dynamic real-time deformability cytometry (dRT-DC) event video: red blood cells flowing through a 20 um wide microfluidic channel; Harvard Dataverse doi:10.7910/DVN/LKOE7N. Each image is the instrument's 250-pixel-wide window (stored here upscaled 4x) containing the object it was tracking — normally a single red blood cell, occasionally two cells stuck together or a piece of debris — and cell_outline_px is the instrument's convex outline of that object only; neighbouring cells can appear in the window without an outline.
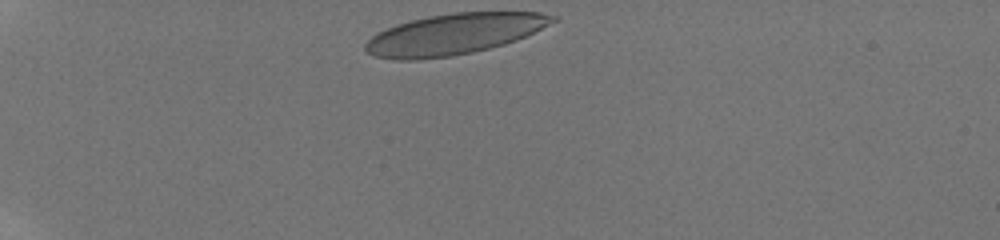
{"species": "human", "species_latin": "Homo sapiens", "temperature_condition": "room temperature", "stored_images_in_passage": 34, "camera_frame_rate_fps": 3000, "um_per_image_px": 0.085, "donor": {"sex": "male"}, "frame": {"image": 1, "passage_image": 1, "time_ms": 0.0, "image_size_px": [1000, 240], "cell_outline_px": [[560, 20], [516, 40], [504, 44], [472, 52], [452, 56], [416, 60], [396, 60], [376, 56], [368, 52], [364, 48], [364, 44], [372, 36], [396, 24], [428, 16], [452, 12], [540, 12], [560, 16]], "centroid_in_image_um": [38.64, 2.89], "position_along_channel_um": 46.4, "area_um2": 44.56}}
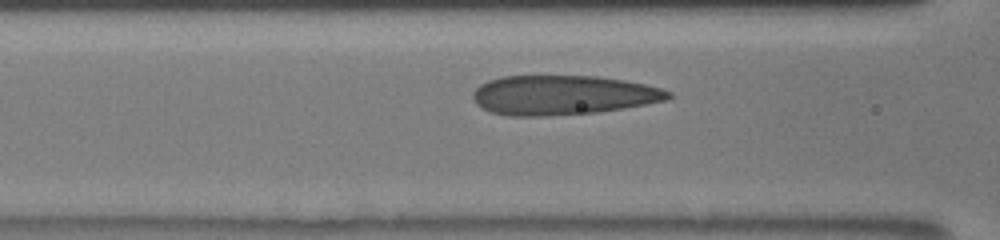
{"frame": {"image": 2, "passage_image": 11, "time_ms": 3.333, "image_size_px": [1000, 240], "cell_outline_px": [[672, 96], [668, 100], [624, 108], [596, 112], [544, 116], [508, 116], [492, 112], [476, 104], [472, 96], [472, 92], [480, 84], [488, 80], [504, 76], [596, 76], [624, 80], [644, 84], [660, 88], [672, 92]], "centroid_in_image_um": [47.84, 8.08], "position_along_channel_um": 118.8, "area_um2": 44.97}}
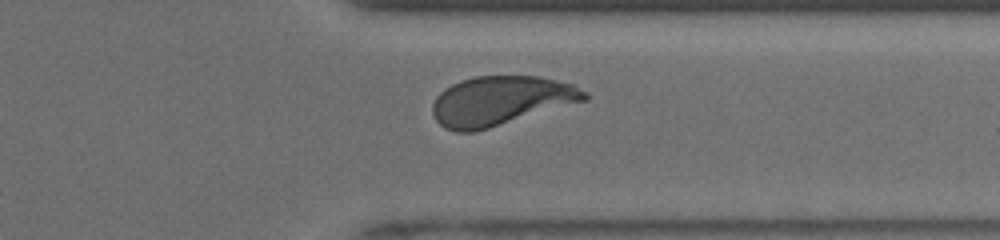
{"frame": {"image": 3, "passage_image": 30, "time_ms": 9.667, "image_size_px": [1000, 240], "cell_outline_px": [[588, 100], [488, 128], [472, 132], [456, 132], [444, 128], [436, 120], [432, 112], [432, 104], [436, 96], [444, 88], [460, 80], [476, 76], [536, 76], [576, 84], [588, 92]], "centroid_in_image_um": [42.57, 8.56], "position_along_channel_um": 368.8, "area_um2": 43.81}, "authors_computed_cell_mechanics": {"area_um2": 44.5638, "velocity_mm_per_s": 3.9516, "shape_relaxation_time_tau1_ms": 3.3303, "shape_relaxation_time_tau2_ms": 0.6889, "deformation_change_tau1": 0.1617, "deformation_change_tau2": 0.0761}}